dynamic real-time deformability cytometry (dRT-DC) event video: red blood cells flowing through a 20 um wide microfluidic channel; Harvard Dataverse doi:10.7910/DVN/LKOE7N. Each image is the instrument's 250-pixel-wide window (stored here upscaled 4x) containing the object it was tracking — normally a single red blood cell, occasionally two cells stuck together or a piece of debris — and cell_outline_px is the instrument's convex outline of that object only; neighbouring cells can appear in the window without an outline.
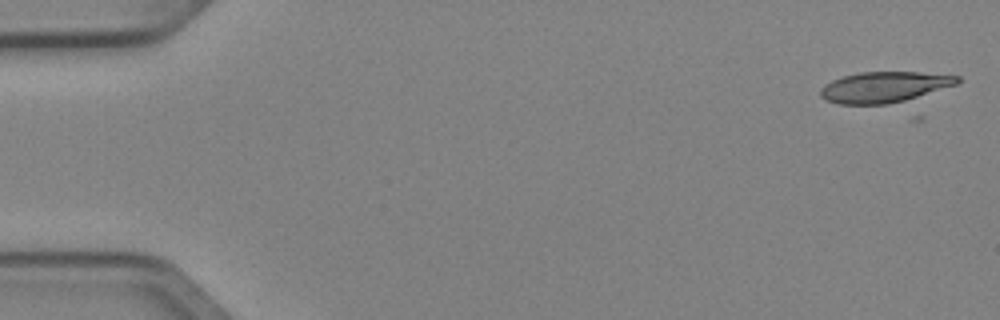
{"species": "Egyptian fruit bat (a non-hibernating species)", "species_latin": "Rousettus aegyptiacus", "temperature_condition": "cold", "stored_images_in_passage": 5, "camera_frame_rate_fps": 3000, "um_per_image_px": 0.085, "animal": {"sex": "female"}, "frame": {"image": 1, "passage_image": 1, "time_ms": 0.0, "image_size_px": [1000, 320], "cell_outline_px": [[960, 80], [956, 84], [904, 100], [888, 104], [840, 104], [824, 100], [820, 96], [820, 88], [824, 84], [832, 80], [844, 76], [860, 72], [920, 72], [960, 76]], "centroid_in_image_um": [75.1, 7.39], "position_along_channel_um": 9.9, "area_um2": 24.28}}